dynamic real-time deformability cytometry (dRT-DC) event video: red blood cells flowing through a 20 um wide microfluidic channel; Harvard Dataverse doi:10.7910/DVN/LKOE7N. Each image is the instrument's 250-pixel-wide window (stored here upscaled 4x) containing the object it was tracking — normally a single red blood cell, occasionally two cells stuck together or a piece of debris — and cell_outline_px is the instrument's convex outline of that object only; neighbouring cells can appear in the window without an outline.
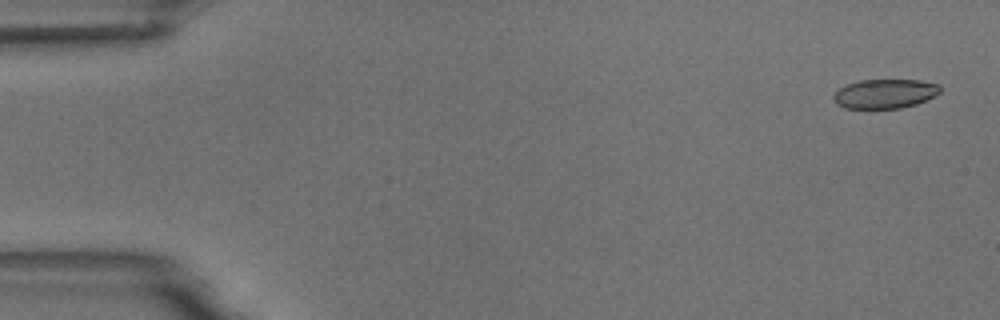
{"species": "common noctule bat (a hibernating species)", "species_latin": "Nyctalus noctula", "temperature_condition": "room temperature", "stored_images_in_passage": 5, "camera_frame_rate_fps": 3000, "um_per_image_px": 0.085, "animal": {"sex": "male", "body_mass_g": 18.8}, "frame": {"image": 1, "passage_image": 1, "time_ms": 0.0, "image_size_px": [1000, 320], "cell_outline_px": [[940, 92], [936, 96], [916, 104], [900, 108], [844, 108], [836, 104], [832, 100], [832, 96], [840, 88], [848, 84], [860, 80], [920, 80], [936, 84], [940, 88]], "centroid_in_image_um": [75.2, 7.97], "position_along_channel_um": 9.8, "area_um2": 18.15}}
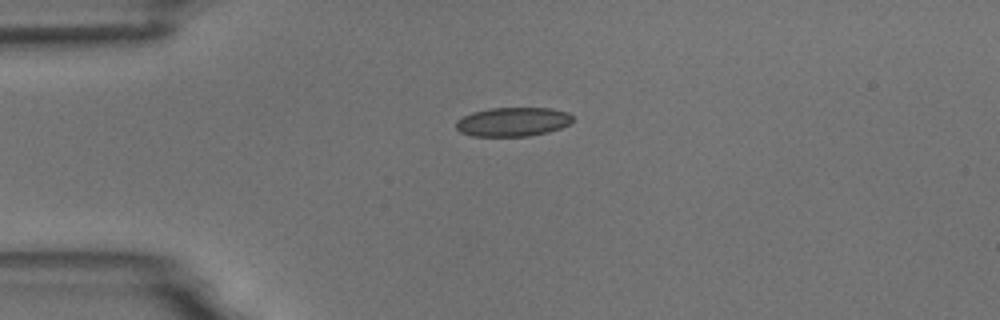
{"frame": {"image": 2, "passage_image": 4, "time_ms": 3.667, "image_size_px": [1000, 320], "cell_outline_px": [[572, 120], [568, 124], [560, 128], [548, 132], [528, 136], [472, 136], [460, 132], [456, 128], [456, 120], [472, 112], [488, 108], [552, 108], [568, 112], [572, 116]], "centroid_in_image_um": [43.57, 10.35], "position_along_channel_um": 41.4, "area_um2": 19.77}}